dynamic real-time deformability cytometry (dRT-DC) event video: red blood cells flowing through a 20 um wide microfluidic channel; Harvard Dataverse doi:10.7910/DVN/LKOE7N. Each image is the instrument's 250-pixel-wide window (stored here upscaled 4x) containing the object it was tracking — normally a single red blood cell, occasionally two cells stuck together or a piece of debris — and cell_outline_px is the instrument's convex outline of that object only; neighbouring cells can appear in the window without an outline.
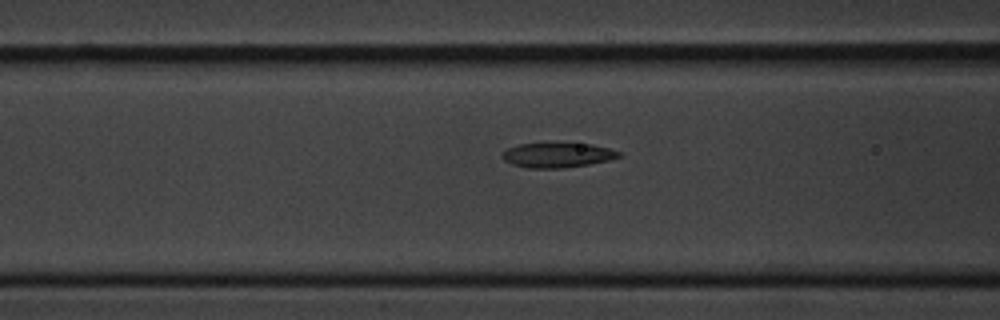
{"species": "common noctule bat (a hibernating species)", "species_latin": "Nyctalus noctula", "temperature_condition": "cold", "stored_images_in_passage": 8, "camera_frame_rate_fps": 3000, "um_per_image_px": 0.085, "animal": {"sex": "male", "body_mass_g": 20.1, "forearm_length_mm": 53.5}, "frame": {"image": 1, "passage_image": 8, "time_ms": 9.0, "image_size_px": [1000, 320], "cell_outline_px": [[624, 156], [608, 160], [588, 164], [564, 168], [528, 168], [512, 164], [504, 160], [500, 156], [508, 148], [520, 144], [592, 144], [624, 152]], "centroid_in_image_um": [47.43, 13.19], "position_along_channel_um": 119.2, "area_um2": 16.7}}